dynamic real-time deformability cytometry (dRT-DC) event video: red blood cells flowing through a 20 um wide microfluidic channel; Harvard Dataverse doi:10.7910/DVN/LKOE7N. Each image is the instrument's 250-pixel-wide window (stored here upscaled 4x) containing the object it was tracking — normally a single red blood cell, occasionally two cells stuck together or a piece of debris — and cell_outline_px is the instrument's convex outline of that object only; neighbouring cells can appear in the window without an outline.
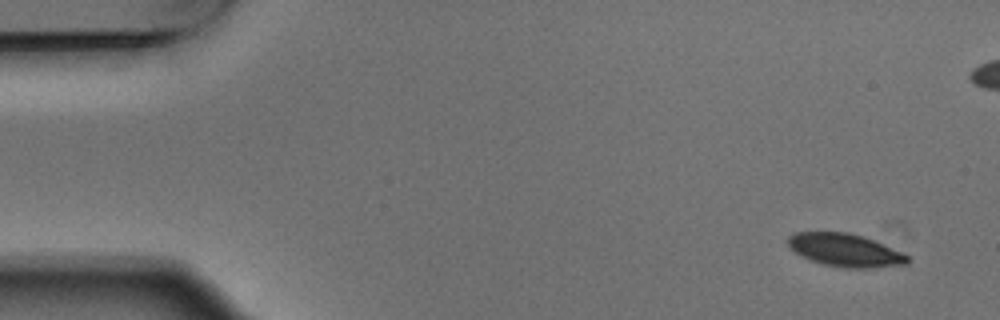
{"species": "Egyptian fruit bat (a non-hibernating species)", "species_latin": "Rousettus aegyptiacus", "temperature_condition": "warm", "stored_images_in_passage": 6, "camera_frame_rate_fps": 3000, "um_per_image_px": 0.085, "animal": {"sex": "male"}, "frame": {"image": 1, "passage_image": 1, "time_ms": 0.0, "image_size_px": [1000, 320], "cell_outline_px": [[908, 264], [876, 268], [844, 268], [824, 264], [808, 260], [800, 256], [788, 244], [788, 236], [796, 232], [848, 232], [864, 236], [904, 252], [908, 256]], "centroid_in_image_um": [71.87, 21.27], "position_along_channel_um": 13.1, "area_um2": 23.18}}
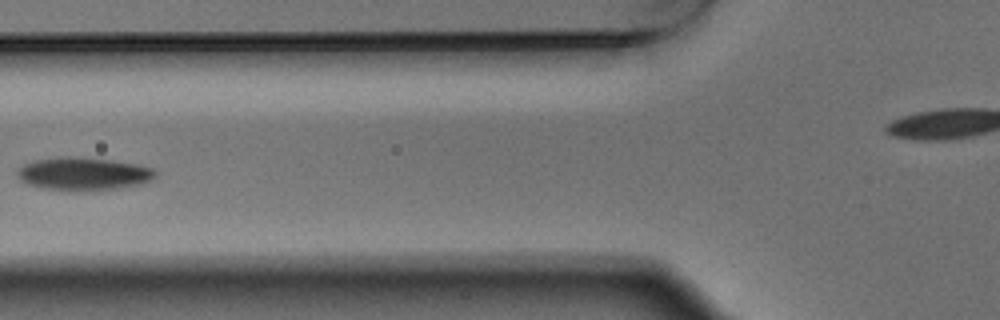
{"frame": {"image": 2, "passage_image": 6, "time_ms": 1.667, "image_size_px": [1000, 320], "cell_outline_px": [[156, 176], [152, 180], [140, 184], [116, 188], [72, 192], [44, 188], [28, 184], [20, 180], [16, 176], [16, 172], [24, 164], [32, 160], [64, 156], [68, 156], [112, 160], [140, 164], [152, 168], [156, 172]], "centroid_in_image_um": [7.08, 14.77], "position_along_channel_um": 118.7, "area_um2": 26.76}}